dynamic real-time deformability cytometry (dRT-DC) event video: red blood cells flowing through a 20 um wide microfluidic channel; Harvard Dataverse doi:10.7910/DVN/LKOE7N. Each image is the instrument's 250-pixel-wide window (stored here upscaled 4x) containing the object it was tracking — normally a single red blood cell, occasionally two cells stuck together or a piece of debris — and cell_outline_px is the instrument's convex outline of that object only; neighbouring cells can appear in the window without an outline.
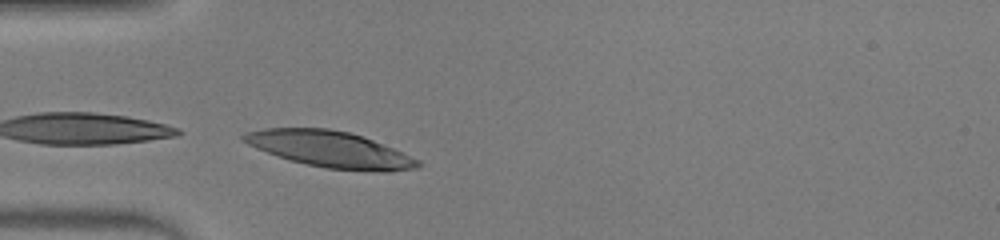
{"species": "human", "species_latin": "Homo sapiens", "temperature_condition": "warm", "stored_images_in_passage": 6, "camera_frame_rate_fps": 3000, "um_per_image_px": 0.085, "donor": {"sex": "male"}, "frame": {"image": 1, "passage_image": 6, "time_ms": 1.667, "image_size_px": [1000, 240], "cell_outline_px": [[424, 164], [416, 168], [388, 172], [372, 172], [328, 168], [308, 164], [292, 160], [256, 148], [248, 144], [240, 136], [244, 132], [264, 128], [328, 128], [348, 132], [364, 136], [420, 160]], "centroid_in_image_um": [28.1, 12.69], "position_along_channel_um": 56.9, "area_um2": 36.53}}